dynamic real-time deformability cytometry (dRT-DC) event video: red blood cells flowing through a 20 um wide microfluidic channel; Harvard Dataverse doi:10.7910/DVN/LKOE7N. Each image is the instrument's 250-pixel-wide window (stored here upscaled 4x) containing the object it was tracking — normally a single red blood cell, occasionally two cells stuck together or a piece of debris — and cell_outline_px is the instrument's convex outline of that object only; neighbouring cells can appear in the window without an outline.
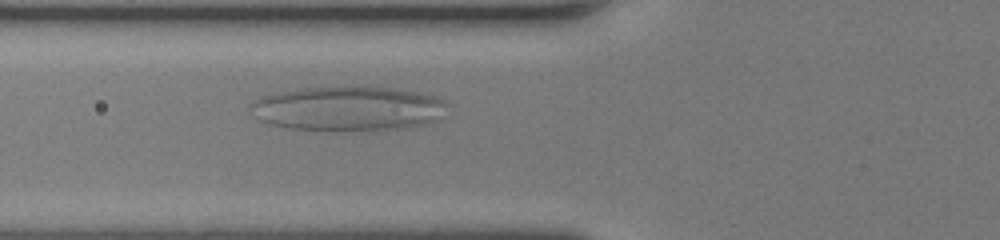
{"species": "human", "species_latin": "Homo sapiens", "temperature_condition": "room temperature", "stored_images_in_passage": 14, "camera_frame_rate_fps": 3000, "um_per_image_px": 0.085, "donor": {"sex": "female"}, "frame": {"image": 1, "passage_image": 8, "time_ms": 2.333, "image_size_px": [1000, 240], "cell_outline_px": [[452, 104], [436, 120], [428, 124], [408, 128], [372, 132], [336, 132], [288, 128], [256, 120], [252, 104], [260, 96], [304, 88], [368, 84], [424, 92], [436, 96]], "centroid_in_image_um": [29.72, 9.23], "position_along_channel_um": 96.1, "area_um2": 53.23}}
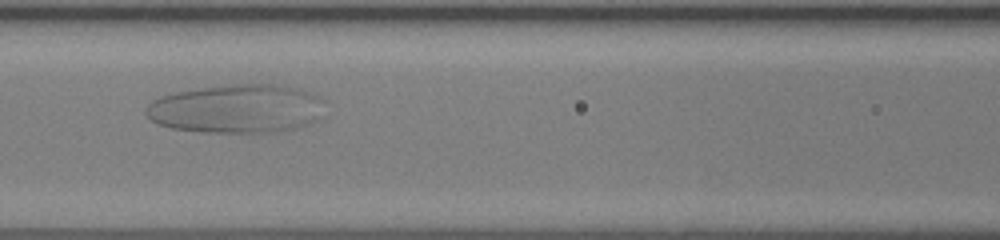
{"frame": {"image": 2, "passage_image": 12, "time_ms": 3.667, "image_size_px": [1000, 240], "cell_outline_px": [[324, 100], [320, 120], [300, 128], [276, 132], [200, 132], [172, 128], [156, 124], [144, 112], [148, 104], [152, 100], [160, 96], [176, 92], [200, 88], [232, 84], [284, 84], [320, 96]], "centroid_in_image_um": [20.16, 9.25], "position_along_channel_um": 146.4, "area_um2": 51.33}}